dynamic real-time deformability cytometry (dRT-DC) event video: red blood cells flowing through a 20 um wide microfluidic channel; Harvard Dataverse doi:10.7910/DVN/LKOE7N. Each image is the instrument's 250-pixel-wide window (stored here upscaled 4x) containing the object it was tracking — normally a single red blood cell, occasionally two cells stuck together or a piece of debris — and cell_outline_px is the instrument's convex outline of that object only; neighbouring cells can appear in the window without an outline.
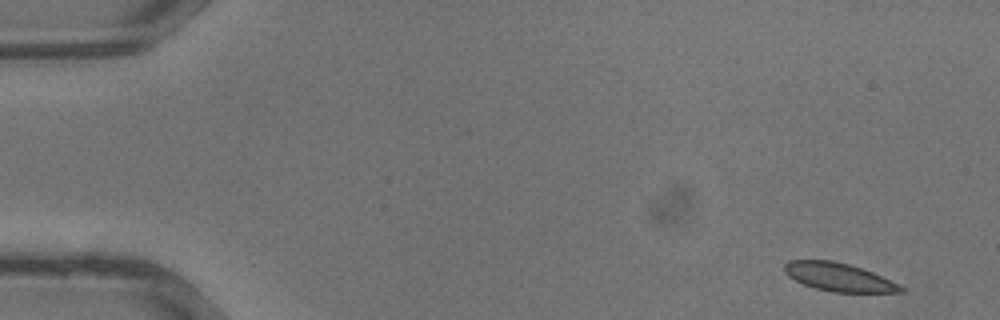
{"species": "common noctule bat (a hibernating species)", "species_latin": "Nyctalus noctula", "temperature_condition": "warm", "stored_images_in_passage": 34, "camera_frame_rate_fps": 3000, "um_per_image_px": 0.085, "animal": {"sex": "male", "body_mass_g": 13.3}, "frame": {"image": 1, "passage_image": 1, "time_ms": 0.0, "image_size_px": [1000, 320], "cell_outline_px": [[908, 288], [904, 292], [832, 292], [816, 288], [804, 284], [788, 276], [784, 272], [784, 264], [788, 260], [832, 260], [848, 264], [872, 272], [900, 284]], "centroid_in_image_um": [71.32, 23.55], "position_along_channel_um": 13.7, "area_um2": 19.13}}
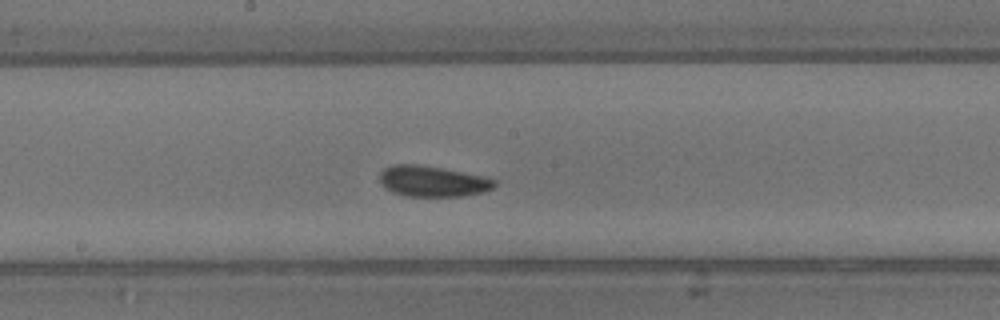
{"frame": {"image": 2, "passage_image": 18, "time_ms": 5.667, "image_size_px": [1000, 320], "cell_outline_px": [[496, 184], [492, 188], [484, 192], [460, 196], [408, 196], [392, 192], [380, 184], [380, 172], [384, 168], [392, 164], [416, 164], [440, 168], [480, 176], [496, 180]], "centroid_in_image_um": [36.72, 15.41], "position_along_channel_um": 211.5, "area_um2": 20.35}}
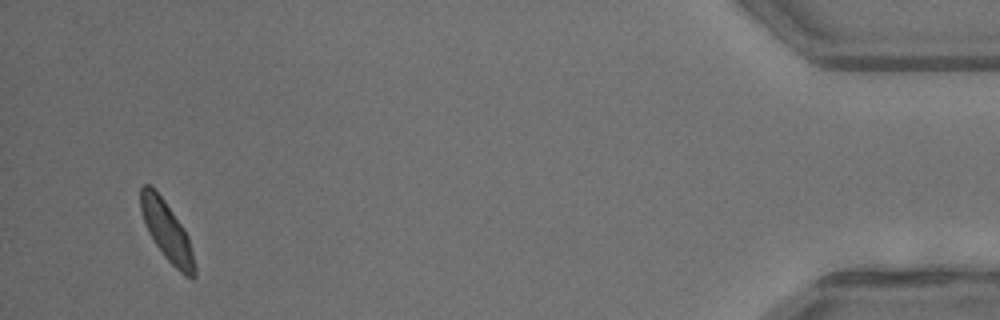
{"frame": {"image": 3, "passage_image": 33, "time_ms": 10.667, "image_size_px": [1000, 320], "cell_outline_px": [[196, 276], [192, 280], [184, 276], [164, 256], [148, 232], [140, 208], [140, 188], [144, 184], [152, 184], [164, 200], [184, 228], [188, 236], [196, 264]], "centroid_in_image_um": [14.2, 19.66], "position_along_channel_um": 421.0, "area_um2": 18.73}}